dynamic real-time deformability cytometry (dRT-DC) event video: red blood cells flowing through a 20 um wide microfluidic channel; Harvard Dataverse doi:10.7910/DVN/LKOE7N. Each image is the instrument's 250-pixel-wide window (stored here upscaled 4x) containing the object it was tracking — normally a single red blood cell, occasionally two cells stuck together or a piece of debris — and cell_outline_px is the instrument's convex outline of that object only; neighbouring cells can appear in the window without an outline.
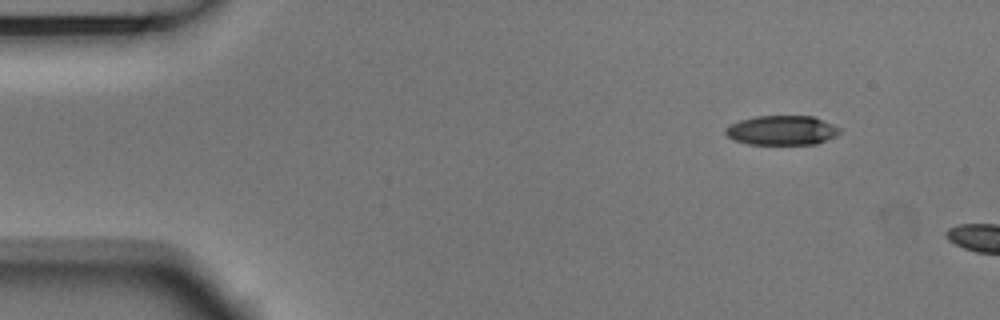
{"species": "Egyptian fruit bat (a non-hibernating species)", "species_latin": "Rousettus aegyptiacus", "temperature_condition": "room temperature", "stored_images_in_passage": 2, "camera_frame_rate_fps": 3000, "um_per_image_px": 0.085, "animal": {"sex": "male"}, "frame": {"image": 1, "passage_image": 1, "time_ms": 0.0, "image_size_px": [1000, 320], "cell_outline_px": [[840, 132], [836, 136], [816, 144], [748, 144], [736, 140], [728, 136], [724, 132], [724, 128], [740, 120], [756, 116], [812, 116], [832, 124], [840, 128]], "centroid_in_image_um": [66.46, 11.08], "position_along_channel_um": 18.5, "area_um2": 19.48}}